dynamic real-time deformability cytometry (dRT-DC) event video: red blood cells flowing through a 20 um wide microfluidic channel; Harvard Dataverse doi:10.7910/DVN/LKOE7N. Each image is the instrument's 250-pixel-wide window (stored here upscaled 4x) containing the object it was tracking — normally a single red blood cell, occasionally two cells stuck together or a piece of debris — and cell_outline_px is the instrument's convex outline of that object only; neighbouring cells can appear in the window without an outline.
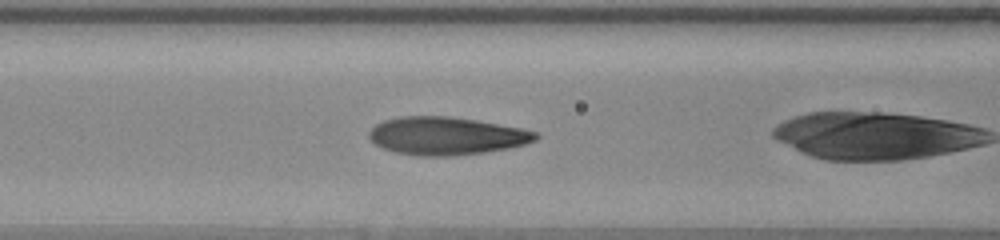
{"species": "human", "species_latin": "Homo sapiens", "temperature_condition": "warm", "stored_images_in_passage": 23, "camera_frame_rate_fps": 3000, "um_per_image_px": 0.085, "donor": {"sex": "female"}, "frame": {"image": 1, "passage_image": 4, "time_ms": 1.0, "image_size_px": [1000, 240], "cell_outline_px": [[540, 136], [536, 140], [524, 144], [508, 148], [484, 152], [452, 156], [420, 156], [396, 152], [384, 148], [376, 144], [368, 136], [368, 132], [376, 124], [384, 120], [400, 116], [448, 116], [476, 120], [520, 128], [536, 132]], "centroid_in_image_um": [37.93, 11.55], "position_along_channel_um": 128.7, "area_um2": 36.59}}
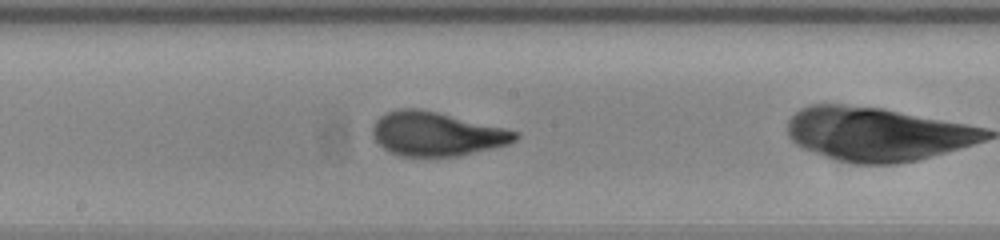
{"frame": {"image": 2, "passage_image": 10, "time_ms": 3.0, "image_size_px": [1000, 240], "cell_outline_px": [[520, 136], [516, 140], [508, 144], [456, 156], [400, 156], [384, 148], [372, 136], [372, 128], [376, 120], [380, 116], [396, 108], [420, 108], [504, 128], [520, 132]], "centroid_in_image_um": [37.09, 11.37], "position_along_channel_um": 211.1, "area_um2": 36.24}}
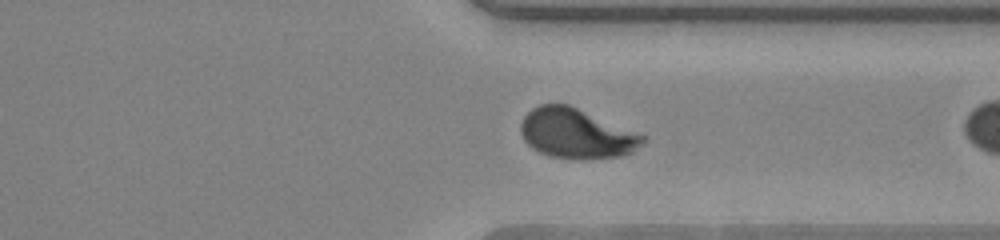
{"frame": {"image": 3, "passage_image": 21, "time_ms": 6.667, "image_size_px": [1000, 240], "cell_outline_px": [[648, 136], [632, 152], [620, 156], [548, 156], [532, 148], [524, 140], [520, 132], [520, 124], [524, 116], [532, 108], [540, 104], [568, 104]], "centroid_in_image_um": [48.96, 11.29], "position_along_channel_um": 362.4, "area_um2": 34.51}}